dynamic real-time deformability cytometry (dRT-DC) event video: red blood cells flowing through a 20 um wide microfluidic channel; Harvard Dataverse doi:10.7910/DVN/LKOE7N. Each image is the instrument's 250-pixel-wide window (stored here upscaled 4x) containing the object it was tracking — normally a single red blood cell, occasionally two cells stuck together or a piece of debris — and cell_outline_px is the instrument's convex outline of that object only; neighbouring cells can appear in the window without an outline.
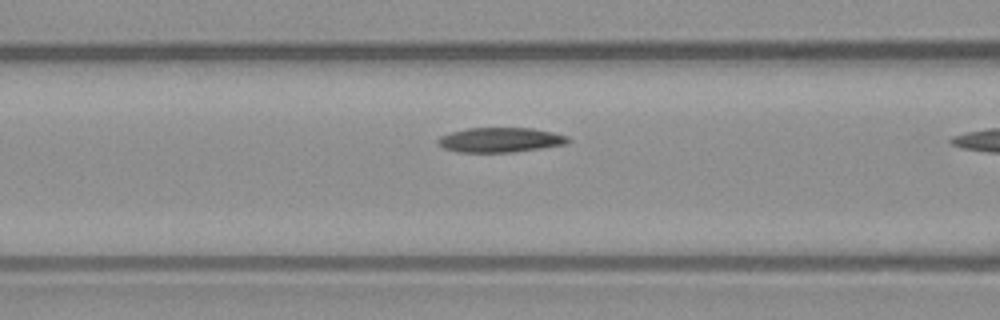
{"species": "common noctule bat (a hibernating species)", "species_latin": "Nyctalus noctula", "temperature_condition": "warm", "stored_images_in_passage": 18, "camera_frame_rate_fps": 3000, "um_per_image_px": 0.085, "animal": {"sex": "male", "body_mass_g": 23.1, "forearm_length_mm": 52.7}, "frame": {"image": 1, "passage_image": 17, "time_ms": 5.333, "image_size_px": [1000, 320], "cell_outline_px": [[572, 140], [568, 144], [512, 152], [456, 152], [444, 148], [436, 140], [440, 136], [452, 132], [468, 128], [532, 128], [552, 132], [568, 136]], "centroid_in_image_um": [42.55, 11.89], "position_along_channel_um": 124.0, "area_um2": 18.73}}